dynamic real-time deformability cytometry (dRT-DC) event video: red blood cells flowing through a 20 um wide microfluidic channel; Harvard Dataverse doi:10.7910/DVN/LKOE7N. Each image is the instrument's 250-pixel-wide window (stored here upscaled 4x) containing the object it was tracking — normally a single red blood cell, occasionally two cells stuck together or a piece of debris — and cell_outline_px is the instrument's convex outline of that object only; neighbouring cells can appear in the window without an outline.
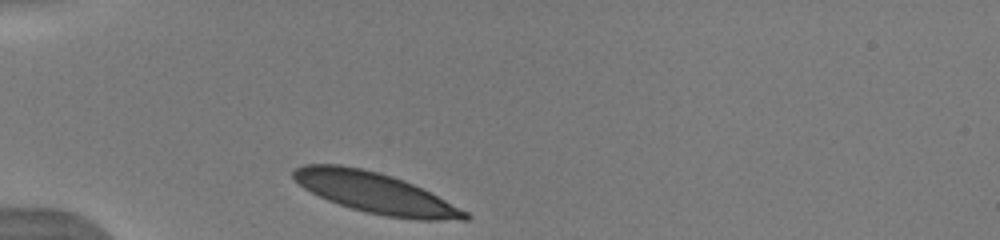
{"species": "human", "species_latin": "Homo sapiens", "temperature_condition": "warm", "stored_images_in_passage": 3, "camera_frame_rate_fps": 3000, "um_per_image_px": 0.085, "donor": {"sex": "male"}, "frame": {"image": 1, "passage_image": 1, "time_ms": 0.0, "image_size_px": [1000, 240], "cell_outline_px": [[472, 216], [468, 220], [420, 220], [384, 216], [364, 212], [328, 200], [304, 188], [292, 176], [292, 172], [296, 168], [304, 164], [340, 164], [360, 168], [392, 176], [404, 180], [468, 212]], "centroid_in_image_um": [31.9, 16.4], "position_along_channel_um": 53.1, "area_um2": 40.06}}